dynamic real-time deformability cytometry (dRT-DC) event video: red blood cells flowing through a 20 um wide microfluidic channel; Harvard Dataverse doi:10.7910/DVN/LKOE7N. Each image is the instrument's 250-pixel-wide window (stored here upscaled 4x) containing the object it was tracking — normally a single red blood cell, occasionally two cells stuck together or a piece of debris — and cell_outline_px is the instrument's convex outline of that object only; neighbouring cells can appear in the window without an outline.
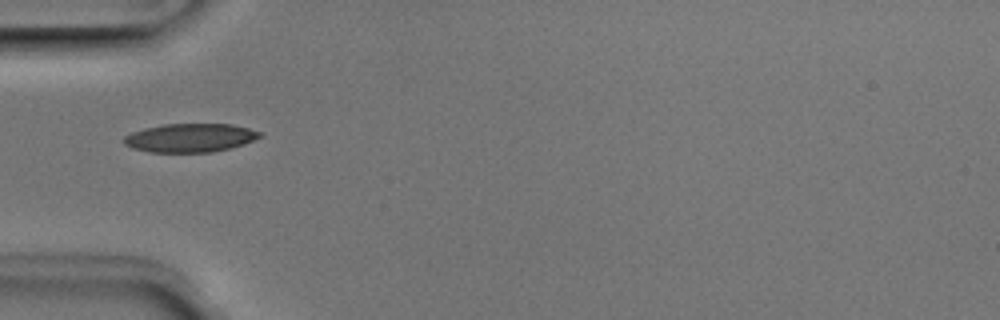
{"species": "Egyptian fruit bat (a non-hibernating species)", "species_latin": "Rousettus aegyptiacus", "temperature_condition": "room temperature", "stored_images_in_passage": 35, "camera_frame_rate_fps": 3000, "um_per_image_px": 0.085, "animal": {"sex": "male"}, "frame": {"image": 1, "passage_image": 1, "time_ms": 0.0, "image_size_px": [1000, 320], "cell_outline_px": [[264, 136], [244, 144], [212, 152], [148, 152], [132, 148], [124, 144], [120, 140], [124, 136], [132, 132], [144, 128], [164, 124], [232, 124], [248, 128], [260, 132]], "centroid_in_image_um": [16.13, 11.71], "position_along_channel_um": 68.9, "area_um2": 22.77}}
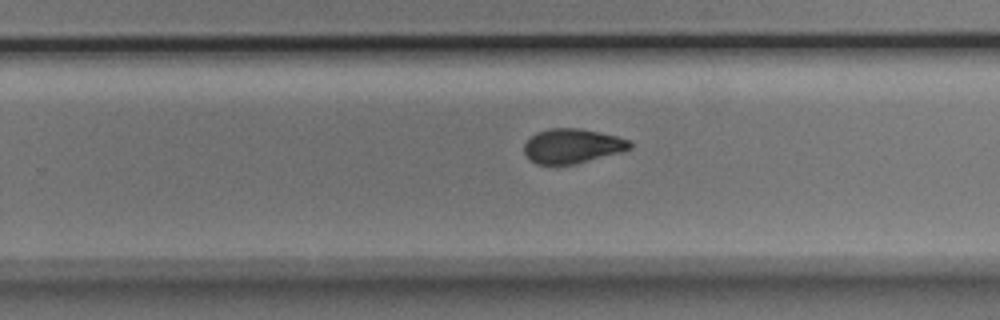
{"frame": {"image": 2, "passage_image": 17, "time_ms": 5.333, "image_size_px": [1000, 320], "cell_outline_px": [[632, 148], [620, 152], [572, 164], [536, 164], [528, 160], [524, 152], [524, 144], [536, 132], [548, 128], [580, 128], [616, 136], [628, 140], [632, 144]], "centroid_in_image_um": [48.6, 12.4], "position_along_channel_um": 281.2, "area_um2": 21.1}}
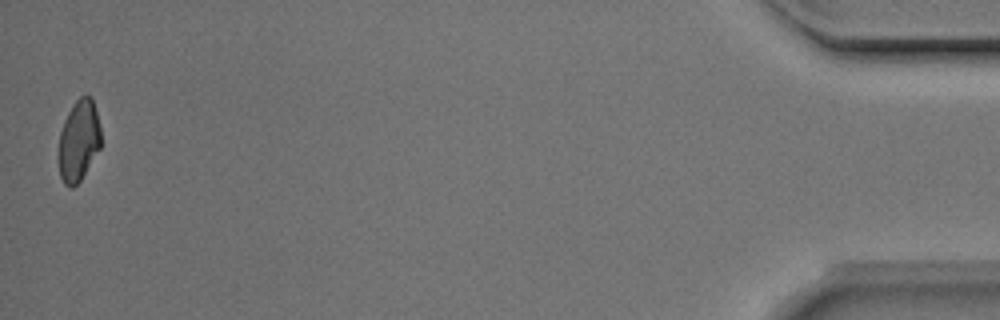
{"frame": {"image": 3, "passage_image": 35, "time_ms": 11.333, "image_size_px": [1000, 320], "cell_outline_px": [[100, 148], [80, 180], [72, 188], [68, 188], [64, 184], [60, 176], [56, 156], [60, 132], [64, 120], [68, 112], [76, 100], [80, 96], [92, 96], [100, 128]], "centroid_in_image_um": [6.64, 11.99], "position_along_channel_um": 428.6, "area_um2": 20.23}, "authors_computed_cell_mechanics": {"area_um2": 21.6172, "velocity_mm_per_s": 3.9812, "shape_relaxation_time_tau1_ms": 3.8759, "shape_relaxation_time_tau2_ms": 1.3012, "deformation_change_tau1": 0.1505, "deformation_change_tau2": 0.0518}}